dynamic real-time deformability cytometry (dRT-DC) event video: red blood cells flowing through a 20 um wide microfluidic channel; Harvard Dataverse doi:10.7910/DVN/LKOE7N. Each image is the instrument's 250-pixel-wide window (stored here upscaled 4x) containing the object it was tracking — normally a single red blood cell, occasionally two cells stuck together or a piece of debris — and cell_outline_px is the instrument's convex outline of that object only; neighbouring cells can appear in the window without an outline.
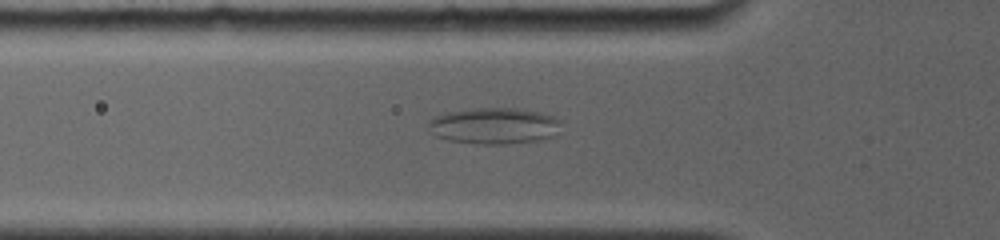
{"species": "common noctule bat (a hibernating species)", "species_latin": "Nyctalus noctula", "temperature_condition": "room temperature", "stored_images_in_passage": 12, "camera_frame_rate_fps": 4000, "um_per_image_px": 0.085, "animal": {"sex": "female", "body_mass_g": 19.0, "forearm_length_mm": 56.7}, "frame": {"image": 1, "passage_image": 2, "time_ms": 0.5, "image_size_px": [1000, 240], "cell_outline_px": [[564, 120], [556, 136], [544, 140], [500, 144], [484, 144], [448, 140], [436, 136], [432, 132], [428, 124], [428, 120], [432, 116], [448, 112], [476, 108], [516, 108], [540, 112]], "centroid_in_image_um": [42.06, 10.69], "position_along_channel_um": 83.7, "area_um2": 28.38}}
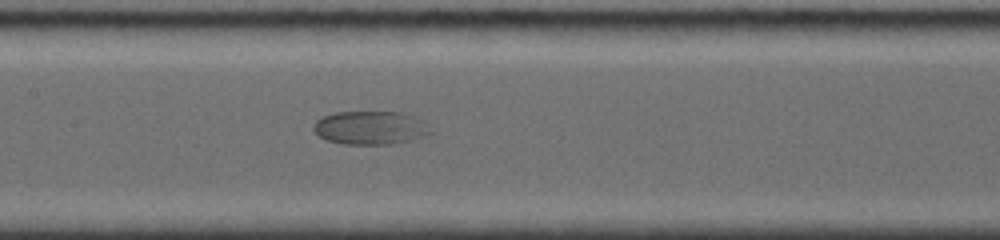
{"frame": {"image": 2, "passage_image": 8, "time_ms": 3.0, "image_size_px": [1000, 240], "cell_outline_px": [[436, 132], [424, 136], [408, 140], [388, 144], [344, 144], [328, 140], [320, 136], [312, 128], [312, 124], [320, 116], [336, 112], [400, 112], [424, 120]], "centroid_in_image_um": [31.5, 10.85], "position_along_channel_um": 175.9, "area_um2": 22.95}}
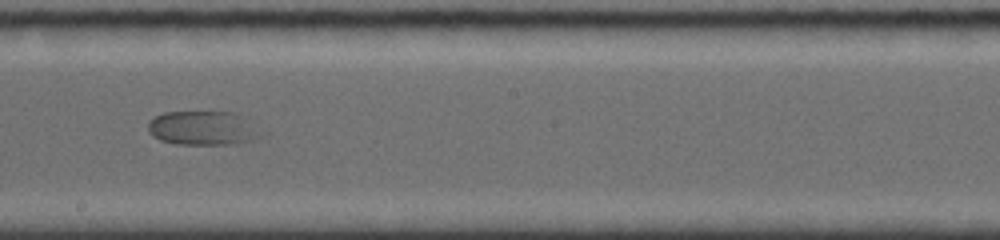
{"frame": {"image": 3, "passage_image": 11, "time_ms": 4.5, "image_size_px": [1000, 240], "cell_outline_px": [[268, 132], [252, 140], [232, 144], [176, 144], [160, 140], [152, 136], [148, 132], [148, 124], [156, 116], [164, 112], [236, 112]], "centroid_in_image_um": [17.32, 10.89], "position_along_channel_um": 230.9, "area_um2": 22.77}}